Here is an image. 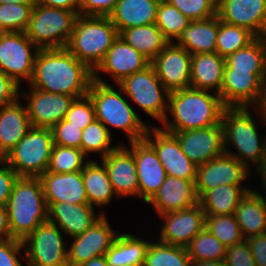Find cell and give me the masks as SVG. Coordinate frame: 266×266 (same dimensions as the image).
<instances>
[{
    "label": "cell",
    "mask_w": 266,
    "mask_h": 266,
    "mask_svg": "<svg viewBox=\"0 0 266 266\" xmlns=\"http://www.w3.org/2000/svg\"><path fill=\"white\" fill-rule=\"evenodd\" d=\"M35 5L0 4V32H25Z\"/></svg>",
    "instance_id": "ee69618b"
},
{
    "label": "cell",
    "mask_w": 266,
    "mask_h": 266,
    "mask_svg": "<svg viewBox=\"0 0 266 266\" xmlns=\"http://www.w3.org/2000/svg\"><path fill=\"white\" fill-rule=\"evenodd\" d=\"M256 36L249 30L221 21L218 16V34L215 52L226 58L251 43Z\"/></svg>",
    "instance_id": "74e56055"
},
{
    "label": "cell",
    "mask_w": 266,
    "mask_h": 266,
    "mask_svg": "<svg viewBox=\"0 0 266 266\" xmlns=\"http://www.w3.org/2000/svg\"><path fill=\"white\" fill-rule=\"evenodd\" d=\"M125 146L134 156L139 184V198L148 203L158 192L166 172L155 149L145 140L131 141Z\"/></svg>",
    "instance_id": "d6986e66"
},
{
    "label": "cell",
    "mask_w": 266,
    "mask_h": 266,
    "mask_svg": "<svg viewBox=\"0 0 266 266\" xmlns=\"http://www.w3.org/2000/svg\"><path fill=\"white\" fill-rule=\"evenodd\" d=\"M111 141L112 134L101 121L95 119L82 131L80 149L86 156L88 153H99L102 159L123 144L113 146Z\"/></svg>",
    "instance_id": "f35d334b"
},
{
    "label": "cell",
    "mask_w": 266,
    "mask_h": 266,
    "mask_svg": "<svg viewBox=\"0 0 266 266\" xmlns=\"http://www.w3.org/2000/svg\"><path fill=\"white\" fill-rule=\"evenodd\" d=\"M217 14L221 21L266 37V0H222Z\"/></svg>",
    "instance_id": "7402d4cb"
},
{
    "label": "cell",
    "mask_w": 266,
    "mask_h": 266,
    "mask_svg": "<svg viewBox=\"0 0 266 266\" xmlns=\"http://www.w3.org/2000/svg\"><path fill=\"white\" fill-rule=\"evenodd\" d=\"M17 178L18 175L10 166L3 159L0 160V206H6Z\"/></svg>",
    "instance_id": "816d5d0a"
},
{
    "label": "cell",
    "mask_w": 266,
    "mask_h": 266,
    "mask_svg": "<svg viewBox=\"0 0 266 266\" xmlns=\"http://www.w3.org/2000/svg\"><path fill=\"white\" fill-rule=\"evenodd\" d=\"M175 6L189 20H204L217 15V4L213 0H165Z\"/></svg>",
    "instance_id": "f6af8a7d"
},
{
    "label": "cell",
    "mask_w": 266,
    "mask_h": 266,
    "mask_svg": "<svg viewBox=\"0 0 266 266\" xmlns=\"http://www.w3.org/2000/svg\"><path fill=\"white\" fill-rule=\"evenodd\" d=\"M39 178L46 203L89 204L82 171L64 174L45 172Z\"/></svg>",
    "instance_id": "484cf974"
},
{
    "label": "cell",
    "mask_w": 266,
    "mask_h": 266,
    "mask_svg": "<svg viewBox=\"0 0 266 266\" xmlns=\"http://www.w3.org/2000/svg\"><path fill=\"white\" fill-rule=\"evenodd\" d=\"M161 0H118L109 15L118 34L128 28L155 23Z\"/></svg>",
    "instance_id": "83f0119b"
},
{
    "label": "cell",
    "mask_w": 266,
    "mask_h": 266,
    "mask_svg": "<svg viewBox=\"0 0 266 266\" xmlns=\"http://www.w3.org/2000/svg\"><path fill=\"white\" fill-rule=\"evenodd\" d=\"M119 36L150 61L170 43L155 23L128 28Z\"/></svg>",
    "instance_id": "e575fe53"
},
{
    "label": "cell",
    "mask_w": 266,
    "mask_h": 266,
    "mask_svg": "<svg viewBox=\"0 0 266 266\" xmlns=\"http://www.w3.org/2000/svg\"><path fill=\"white\" fill-rule=\"evenodd\" d=\"M48 221L55 224L70 238L83 234L88 228L99 221L104 214H96L89 204H70L68 202L46 203Z\"/></svg>",
    "instance_id": "cb8c5ba5"
},
{
    "label": "cell",
    "mask_w": 266,
    "mask_h": 266,
    "mask_svg": "<svg viewBox=\"0 0 266 266\" xmlns=\"http://www.w3.org/2000/svg\"><path fill=\"white\" fill-rule=\"evenodd\" d=\"M224 69L266 73V37H256L247 46L227 56Z\"/></svg>",
    "instance_id": "d590c367"
},
{
    "label": "cell",
    "mask_w": 266,
    "mask_h": 266,
    "mask_svg": "<svg viewBox=\"0 0 266 266\" xmlns=\"http://www.w3.org/2000/svg\"><path fill=\"white\" fill-rule=\"evenodd\" d=\"M249 243L256 266H266V233L246 239Z\"/></svg>",
    "instance_id": "db71d44e"
},
{
    "label": "cell",
    "mask_w": 266,
    "mask_h": 266,
    "mask_svg": "<svg viewBox=\"0 0 266 266\" xmlns=\"http://www.w3.org/2000/svg\"><path fill=\"white\" fill-rule=\"evenodd\" d=\"M81 171L89 205L102 207L108 205L112 198H118L102 161L100 165L97 161L89 159Z\"/></svg>",
    "instance_id": "1f68e13d"
},
{
    "label": "cell",
    "mask_w": 266,
    "mask_h": 266,
    "mask_svg": "<svg viewBox=\"0 0 266 266\" xmlns=\"http://www.w3.org/2000/svg\"><path fill=\"white\" fill-rule=\"evenodd\" d=\"M99 73L93 74V81L88 91L94 105L96 119L101 121L111 133L113 127L120 129L128 136V141L144 139L149 125L146 124L131 105L125 100L123 90H116L103 80Z\"/></svg>",
    "instance_id": "277c9868"
},
{
    "label": "cell",
    "mask_w": 266,
    "mask_h": 266,
    "mask_svg": "<svg viewBox=\"0 0 266 266\" xmlns=\"http://www.w3.org/2000/svg\"><path fill=\"white\" fill-rule=\"evenodd\" d=\"M111 227L104 215L83 234L72 237L73 241L67 249L68 265L79 266L92 258L105 255L119 234Z\"/></svg>",
    "instance_id": "5bb4252c"
},
{
    "label": "cell",
    "mask_w": 266,
    "mask_h": 266,
    "mask_svg": "<svg viewBox=\"0 0 266 266\" xmlns=\"http://www.w3.org/2000/svg\"><path fill=\"white\" fill-rule=\"evenodd\" d=\"M11 238L9 218L6 206H0V240Z\"/></svg>",
    "instance_id": "6f0895ef"
},
{
    "label": "cell",
    "mask_w": 266,
    "mask_h": 266,
    "mask_svg": "<svg viewBox=\"0 0 266 266\" xmlns=\"http://www.w3.org/2000/svg\"><path fill=\"white\" fill-rule=\"evenodd\" d=\"M251 107H225L222 112L224 151L248 169L266 164V135L259 136ZM261 137V138H260ZM237 153H232L230 147Z\"/></svg>",
    "instance_id": "3957f363"
},
{
    "label": "cell",
    "mask_w": 266,
    "mask_h": 266,
    "mask_svg": "<svg viewBox=\"0 0 266 266\" xmlns=\"http://www.w3.org/2000/svg\"><path fill=\"white\" fill-rule=\"evenodd\" d=\"M118 36L109 16L78 15L66 48L94 71Z\"/></svg>",
    "instance_id": "8992f818"
},
{
    "label": "cell",
    "mask_w": 266,
    "mask_h": 266,
    "mask_svg": "<svg viewBox=\"0 0 266 266\" xmlns=\"http://www.w3.org/2000/svg\"><path fill=\"white\" fill-rule=\"evenodd\" d=\"M79 12L36 3L25 30L39 49L66 48Z\"/></svg>",
    "instance_id": "52a82bcc"
},
{
    "label": "cell",
    "mask_w": 266,
    "mask_h": 266,
    "mask_svg": "<svg viewBox=\"0 0 266 266\" xmlns=\"http://www.w3.org/2000/svg\"><path fill=\"white\" fill-rule=\"evenodd\" d=\"M210 92L192 87L170 92L168 113L173 119L167 115L162 129L174 133L221 123L225 106L219 94Z\"/></svg>",
    "instance_id": "7a4b0ae2"
},
{
    "label": "cell",
    "mask_w": 266,
    "mask_h": 266,
    "mask_svg": "<svg viewBox=\"0 0 266 266\" xmlns=\"http://www.w3.org/2000/svg\"><path fill=\"white\" fill-rule=\"evenodd\" d=\"M160 217L164 222L159 229L158 241L168 245L186 247L205 227V212L200 203Z\"/></svg>",
    "instance_id": "ac0fdd59"
},
{
    "label": "cell",
    "mask_w": 266,
    "mask_h": 266,
    "mask_svg": "<svg viewBox=\"0 0 266 266\" xmlns=\"http://www.w3.org/2000/svg\"><path fill=\"white\" fill-rule=\"evenodd\" d=\"M256 171L258 172V174L261 176L260 179H261V182L262 183L261 185H263L262 188H264L265 192H266V164H263L262 166H260L259 168H256ZM253 191L258 195L260 196V198L262 199L264 205L266 206V196L263 194L260 193V192H257L256 190L253 189ZM266 194V193H265ZM264 195V196H263Z\"/></svg>",
    "instance_id": "680465c9"
},
{
    "label": "cell",
    "mask_w": 266,
    "mask_h": 266,
    "mask_svg": "<svg viewBox=\"0 0 266 266\" xmlns=\"http://www.w3.org/2000/svg\"><path fill=\"white\" fill-rule=\"evenodd\" d=\"M251 109L255 112L253 115L256 114V119L258 116L262 124L266 125V78L262 82L258 101Z\"/></svg>",
    "instance_id": "11a10c76"
},
{
    "label": "cell",
    "mask_w": 266,
    "mask_h": 266,
    "mask_svg": "<svg viewBox=\"0 0 266 266\" xmlns=\"http://www.w3.org/2000/svg\"><path fill=\"white\" fill-rule=\"evenodd\" d=\"M118 0H79V15L109 16Z\"/></svg>",
    "instance_id": "f907efd6"
},
{
    "label": "cell",
    "mask_w": 266,
    "mask_h": 266,
    "mask_svg": "<svg viewBox=\"0 0 266 266\" xmlns=\"http://www.w3.org/2000/svg\"><path fill=\"white\" fill-rule=\"evenodd\" d=\"M23 249L22 240L16 238L0 240V266H23L18 258Z\"/></svg>",
    "instance_id": "681fc988"
},
{
    "label": "cell",
    "mask_w": 266,
    "mask_h": 266,
    "mask_svg": "<svg viewBox=\"0 0 266 266\" xmlns=\"http://www.w3.org/2000/svg\"><path fill=\"white\" fill-rule=\"evenodd\" d=\"M191 57L186 49L170 42L151 61L157 77L169 92L190 87Z\"/></svg>",
    "instance_id": "e0dca14e"
},
{
    "label": "cell",
    "mask_w": 266,
    "mask_h": 266,
    "mask_svg": "<svg viewBox=\"0 0 266 266\" xmlns=\"http://www.w3.org/2000/svg\"><path fill=\"white\" fill-rule=\"evenodd\" d=\"M38 4L79 12V0H36Z\"/></svg>",
    "instance_id": "9f6ffc18"
},
{
    "label": "cell",
    "mask_w": 266,
    "mask_h": 266,
    "mask_svg": "<svg viewBox=\"0 0 266 266\" xmlns=\"http://www.w3.org/2000/svg\"><path fill=\"white\" fill-rule=\"evenodd\" d=\"M192 260L186 247L150 241L143 266H190Z\"/></svg>",
    "instance_id": "8d00e7d4"
},
{
    "label": "cell",
    "mask_w": 266,
    "mask_h": 266,
    "mask_svg": "<svg viewBox=\"0 0 266 266\" xmlns=\"http://www.w3.org/2000/svg\"><path fill=\"white\" fill-rule=\"evenodd\" d=\"M152 119L162 123L168 115L170 92L164 87L152 65L125 77L117 84Z\"/></svg>",
    "instance_id": "9c48e42d"
},
{
    "label": "cell",
    "mask_w": 266,
    "mask_h": 266,
    "mask_svg": "<svg viewBox=\"0 0 266 266\" xmlns=\"http://www.w3.org/2000/svg\"><path fill=\"white\" fill-rule=\"evenodd\" d=\"M17 3V4H29L36 5V0H0V4Z\"/></svg>",
    "instance_id": "6125c7cd"
},
{
    "label": "cell",
    "mask_w": 266,
    "mask_h": 266,
    "mask_svg": "<svg viewBox=\"0 0 266 266\" xmlns=\"http://www.w3.org/2000/svg\"><path fill=\"white\" fill-rule=\"evenodd\" d=\"M150 65L149 59L118 36L93 74L106 73L114 79L117 85L125 77L143 71Z\"/></svg>",
    "instance_id": "44dd1931"
},
{
    "label": "cell",
    "mask_w": 266,
    "mask_h": 266,
    "mask_svg": "<svg viewBox=\"0 0 266 266\" xmlns=\"http://www.w3.org/2000/svg\"><path fill=\"white\" fill-rule=\"evenodd\" d=\"M250 169L230 154L223 153L197 167L195 188L198 198L220 185H244Z\"/></svg>",
    "instance_id": "4fadbf2b"
},
{
    "label": "cell",
    "mask_w": 266,
    "mask_h": 266,
    "mask_svg": "<svg viewBox=\"0 0 266 266\" xmlns=\"http://www.w3.org/2000/svg\"><path fill=\"white\" fill-rule=\"evenodd\" d=\"M32 128L26 105L19 99L0 108V157L3 159Z\"/></svg>",
    "instance_id": "4316f807"
},
{
    "label": "cell",
    "mask_w": 266,
    "mask_h": 266,
    "mask_svg": "<svg viewBox=\"0 0 266 266\" xmlns=\"http://www.w3.org/2000/svg\"><path fill=\"white\" fill-rule=\"evenodd\" d=\"M79 266H108L107 260L104 255L90 259Z\"/></svg>",
    "instance_id": "91938a15"
},
{
    "label": "cell",
    "mask_w": 266,
    "mask_h": 266,
    "mask_svg": "<svg viewBox=\"0 0 266 266\" xmlns=\"http://www.w3.org/2000/svg\"><path fill=\"white\" fill-rule=\"evenodd\" d=\"M144 139L155 149L167 176L196 180L197 166L183 153L173 133L158 126H149Z\"/></svg>",
    "instance_id": "7c38bea8"
},
{
    "label": "cell",
    "mask_w": 266,
    "mask_h": 266,
    "mask_svg": "<svg viewBox=\"0 0 266 266\" xmlns=\"http://www.w3.org/2000/svg\"><path fill=\"white\" fill-rule=\"evenodd\" d=\"M86 157L81 149L54 144L46 172L64 174L81 171L89 161Z\"/></svg>",
    "instance_id": "60d3db41"
},
{
    "label": "cell",
    "mask_w": 266,
    "mask_h": 266,
    "mask_svg": "<svg viewBox=\"0 0 266 266\" xmlns=\"http://www.w3.org/2000/svg\"><path fill=\"white\" fill-rule=\"evenodd\" d=\"M224 262L226 266H256L246 239L241 243L227 247Z\"/></svg>",
    "instance_id": "c3c4849f"
},
{
    "label": "cell",
    "mask_w": 266,
    "mask_h": 266,
    "mask_svg": "<svg viewBox=\"0 0 266 266\" xmlns=\"http://www.w3.org/2000/svg\"><path fill=\"white\" fill-rule=\"evenodd\" d=\"M217 34L218 14L204 20L191 21L174 43L191 55L212 53L216 50Z\"/></svg>",
    "instance_id": "f546056e"
},
{
    "label": "cell",
    "mask_w": 266,
    "mask_h": 266,
    "mask_svg": "<svg viewBox=\"0 0 266 266\" xmlns=\"http://www.w3.org/2000/svg\"><path fill=\"white\" fill-rule=\"evenodd\" d=\"M193 261H220L225 259L227 247L205 227L186 246Z\"/></svg>",
    "instance_id": "ab89813d"
},
{
    "label": "cell",
    "mask_w": 266,
    "mask_h": 266,
    "mask_svg": "<svg viewBox=\"0 0 266 266\" xmlns=\"http://www.w3.org/2000/svg\"><path fill=\"white\" fill-rule=\"evenodd\" d=\"M189 20L175 6L161 0L156 14L155 24L163 32L169 42H174L181 32L189 26Z\"/></svg>",
    "instance_id": "b9f144b4"
},
{
    "label": "cell",
    "mask_w": 266,
    "mask_h": 266,
    "mask_svg": "<svg viewBox=\"0 0 266 266\" xmlns=\"http://www.w3.org/2000/svg\"><path fill=\"white\" fill-rule=\"evenodd\" d=\"M225 58L216 52L193 54L191 57L190 87L201 90H214L219 94L222 89Z\"/></svg>",
    "instance_id": "f1b7e54d"
},
{
    "label": "cell",
    "mask_w": 266,
    "mask_h": 266,
    "mask_svg": "<svg viewBox=\"0 0 266 266\" xmlns=\"http://www.w3.org/2000/svg\"><path fill=\"white\" fill-rule=\"evenodd\" d=\"M249 190H251L249 187L242 185H220L206 191L199 198V203L205 215H232L235 214L237 205Z\"/></svg>",
    "instance_id": "836d02e7"
},
{
    "label": "cell",
    "mask_w": 266,
    "mask_h": 266,
    "mask_svg": "<svg viewBox=\"0 0 266 266\" xmlns=\"http://www.w3.org/2000/svg\"><path fill=\"white\" fill-rule=\"evenodd\" d=\"M199 203L195 181L166 176L158 192L147 204H152L158 216L190 208Z\"/></svg>",
    "instance_id": "d4e9b609"
},
{
    "label": "cell",
    "mask_w": 266,
    "mask_h": 266,
    "mask_svg": "<svg viewBox=\"0 0 266 266\" xmlns=\"http://www.w3.org/2000/svg\"><path fill=\"white\" fill-rule=\"evenodd\" d=\"M173 134L177 137L183 153L197 167L225 152L222 123Z\"/></svg>",
    "instance_id": "2e32d148"
},
{
    "label": "cell",
    "mask_w": 266,
    "mask_h": 266,
    "mask_svg": "<svg viewBox=\"0 0 266 266\" xmlns=\"http://www.w3.org/2000/svg\"><path fill=\"white\" fill-rule=\"evenodd\" d=\"M20 85L0 71V108L14 103L20 97Z\"/></svg>",
    "instance_id": "f5cc1de1"
},
{
    "label": "cell",
    "mask_w": 266,
    "mask_h": 266,
    "mask_svg": "<svg viewBox=\"0 0 266 266\" xmlns=\"http://www.w3.org/2000/svg\"><path fill=\"white\" fill-rule=\"evenodd\" d=\"M217 5L222 1V0H213Z\"/></svg>",
    "instance_id": "be15d7a7"
},
{
    "label": "cell",
    "mask_w": 266,
    "mask_h": 266,
    "mask_svg": "<svg viewBox=\"0 0 266 266\" xmlns=\"http://www.w3.org/2000/svg\"><path fill=\"white\" fill-rule=\"evenodd\" d=\"M53 141L55 145L73 147L80 149L82 129L72 125L65 118L56 123L52 128Z\"/></svg>",
    "instance_id": "7dc6e473"
},
{
    "label": "cell",
    "mask_w": 266,
    "mask_h": 266,
    "mask_svg": "<svg viewBox=\"0 0 266 266\" xmlns=\"http://www.w3.org/2000/svg\"><path fill=\"white\" fill-rule=\"evenodd\" d=\"M266 73L224 69L219 93L225 107H253L258 101Z\"/></svg>",
    "instance_id": "ffe728a7"
},
{
    "label": "cell",
    "mask_w": 266,
    "mask_h": 266,
    "mask_svg": "<svg viewBox=\"0 0 266 266\" xmlns=\"http://www.w3.org/2000/svg\"><path fill=\"white\" fill-rule=\"evenodd\" d=\"M190 266H226L224 260L220 261H193Z\"/></svg>",
    "instance_id": "94428289"
},
{
    "label": "cell",
    "mask_w": 266,
    "mask_h": 266,
    "mask_svg": "<svg viewBox=\"0 0 266 266\" xmlns=\"http://www.w3.org/2000/svg\"><path fill=\"white\" fill-rule=\"evenodd\" d=\"M62 231L47 221L40 224L24 240L26 266L68 265Z\"/></svg>",
    "instance_id": "8fae6325"
},
{
    "label": "cell",
    "mask_w": 266,
    "mask_h": 266,
    "mask_svg": "<svg viewBox=\"0 0 266 266\" xmlns=\"http://www.w3.org/2000/svg\"><path fill=\"white\" fill-rule=\"evenodd\" d=\"M149 241L130 233H119L104 255L108 266H143Z\"/></svg>",
    "instance_id": "4dcf8cb0"
},
{
    "label": "cell",
    "mask_w": 266,
    "mask_h": 266,
    "mask_svg": "<svg viewBox=\"0 0 266 266\" xmlns=\"http://www.w3.org/2000/svg\"><path fill=\"white\" fill-rule=\"evenodd\" d=\"M234 215L245 239L266 233V206L252 189L242 197Z\"/></svg>",
    "instance_id": "d6a6232c"
},
{
    "label": "cell",
    "mask_w": 266,
    "mask_h": 266,
    "mask_svg": "<svg viewBox=\"0 0 266 266\" xmlns=\"http://www.w3.org/2000/svg\"><path fill=\"white\" fill-rule=\"evenodd\" d=\"M39 50L25 32H0V71L18 85L29 83Z\"/></svg>",
    "instance_id": "30bf717a"
},
{
    "label": "cell",
    "mask_w": 266,
    "mask_h": 266,
    "mask_svg": "<svg viewBox=\"0 0 266 266\" xmlns=\"http://www.w3.org/2000/svg\"><path fill=\"white\" fill-rule=\"evenodd\" d=\"M11 238L24 240L48 221V207L39 177H18L6 204Z\"/></svg>",
    "instance_id": "5b68a950"
},
{
    "label": "cell",
    "mask_w": 266,
    "mask_h": 266,
    "mask_svg": "<svg viewBox=\"0 0 266 266\" xmlns=\"http://www.w3.org/2000/svg\"><path fill=\"white\" fill-rule=\"evenodd\" d=\"M205 228L226 247L245 240L234 214L205 215Z\"/></svg>",
    "instance_id": "7bdbcfd3"
},
{
    "label": "cell",
    "mask_w": 266,
    "mask_h": 266,
    "mask_svg": "<svg viewBox=\"0 0 266 266\" xmlns=\"http://www.w3.org/2000/svg\"><path fill=\"white\" fill-rule=\"evenodd\" d=\"M53 146L51 128L32 127L3 160L18 177H40L48 169Z\"/></svg>",
    "instance_id": "ba28073f"
},
{
    "label": "cell",
    "mask_w": 266,
    "mask_h": 266,
    "mask_svg": "<svg viewBox=\"0 0 266 266\" xmlns=\"http://www.w3.org/2000/svg\"><path fill=\"white\" fill-rule=\"evenodd\" d=\"M118 197H139V184L133 154L121 144L101 159Z\"/></svg>",
    "instance_id": "603a6c76"
},
{
    "label": "cell",
    "mask_w": 266,
    "mask_h": 266,
    "mask_svg": "<svg viewBox=\"0 0 266 266\" xmlns=\"http://www.w3.org/2000/svg\"><path fill=\"white\" fill-rule=\"evenodd\" d=\"M93 80V71L67 48L40 49L28 85L41 91L80 98L88 94Z\"/></svg>",
    "instance_id": "6da1fadb"
},
{
    "label": "cell",
    "mask_w": 266,
    "mask_h": 266,
    "mask_svg": "<svg viewBox=\"0 0 266 266\" xmlns=\"http://www.w3.org/2000/svg\"><path fill=\"white\" fill-rule=\"evenodd\" d=\"M65 119L84 130L96 119L91 98L88 95L76 98L66 113Z\"/></svg>",
    "instance_id": "bcb514c9"
},
{
    "label": "cell",
    "mask_w": 266,
    "mask_h": 266,
    "mask_svg": "<svg viewBox=\"0 0 266 266\" xmlns=\"http://www.w3.org/2000/svg\"><path fill=\"white\" fill-rule=\"evenodd\" d=\"M30 91L20 92L26 98V108L32 127L52 128L65 118L76 97L67 94L41 91L31 86Z\"/></svg>",
    "instance_id": "9a60e30c"
}]
</instances>
